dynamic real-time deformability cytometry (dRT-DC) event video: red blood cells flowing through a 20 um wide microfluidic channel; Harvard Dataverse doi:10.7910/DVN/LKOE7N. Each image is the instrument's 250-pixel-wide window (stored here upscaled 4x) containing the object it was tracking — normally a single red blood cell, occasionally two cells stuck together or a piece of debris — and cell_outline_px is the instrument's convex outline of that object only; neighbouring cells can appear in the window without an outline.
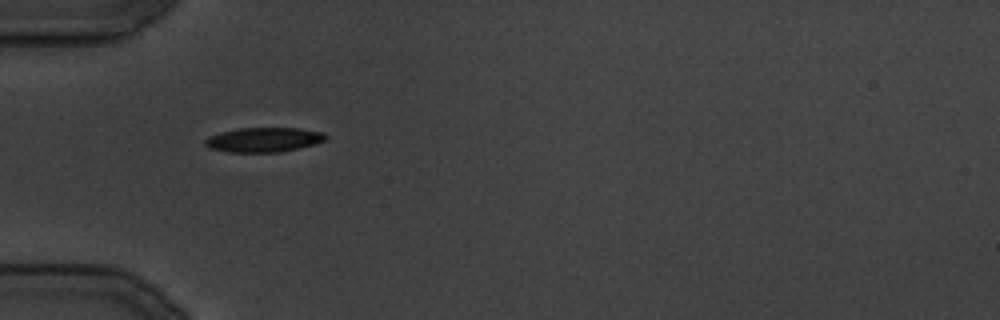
{"species": "common noctule bat (a hibernating species)", "species_latin": "Nyctalus noctula", "temperature_condition": "cold", "stored_images_in_passage": 8, "camera_frame_rate_fps": 3000, "um_per_image_px": 0.085, "animal": {"sex": "male", "body_mass_g": 19.5, "forearm_length_mm": 54.6}, "frame": {"image": 1, "passage_image": 1, "time_ms": 0.0, "image_size_px": [1000, 320], "cell_outline_px": [[324, 140], [316, 144], [300, 148], [280, 152], [228, 152], [212, 148], [204, 144], [204, 140], [208, 136], [220, 132], [240, 128], [300, 128], [324, 132]], "centroid_in_image_um": [22.41, 11.87], "position_along_channel_um": 62.6, "area_um2": 17.22}}
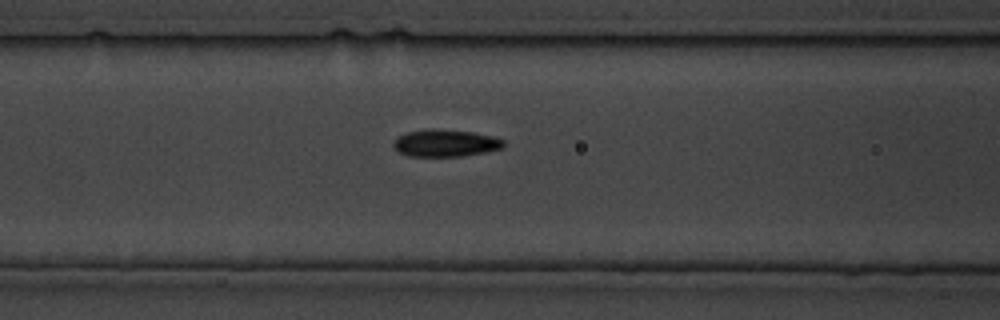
{"frame": {"image": 2, "passage_image": 5, "time_ms": 4.333, "image_size_px": [1000, 320], "cell_outline_px": [[504, 148], [464, 156], [408, 156], [400, 152], [392, 144], [400, 136], [408, 132], [428, 128], [472, 132], [492, 136], [504, 140]], "centroid_in_image_um": [37.89, 12.16], "position_along_channel_um": 128.7, "area_um2": 17.22}}
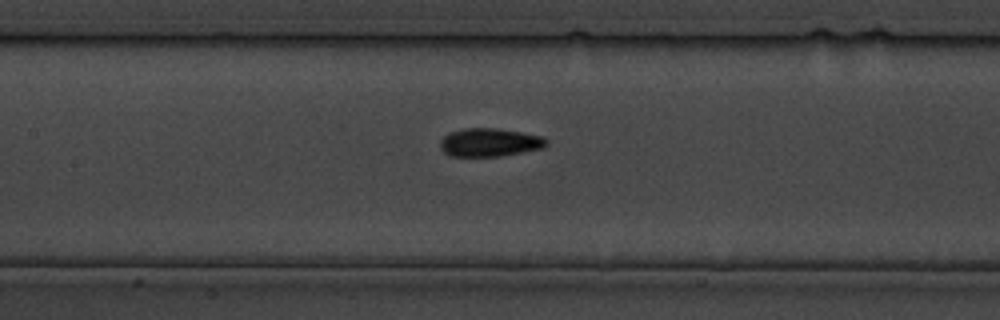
{"frame": {"image": 3, "passage_image": 7, "time_ms": 6.667, "image_size_px": [1000, 320], "cell_outline_px": [[548, 144], [544, 148], [500, 156], [452, 156], [444, 152], [440, 148], [440, 140], [448, 132], [464, 128], [496, 128], [544, 136], [548, 140]], "centroid_in_image_um": [41.63, 12.1], "position_along_channel_um": 165.8, "area_um2": 17.63}}